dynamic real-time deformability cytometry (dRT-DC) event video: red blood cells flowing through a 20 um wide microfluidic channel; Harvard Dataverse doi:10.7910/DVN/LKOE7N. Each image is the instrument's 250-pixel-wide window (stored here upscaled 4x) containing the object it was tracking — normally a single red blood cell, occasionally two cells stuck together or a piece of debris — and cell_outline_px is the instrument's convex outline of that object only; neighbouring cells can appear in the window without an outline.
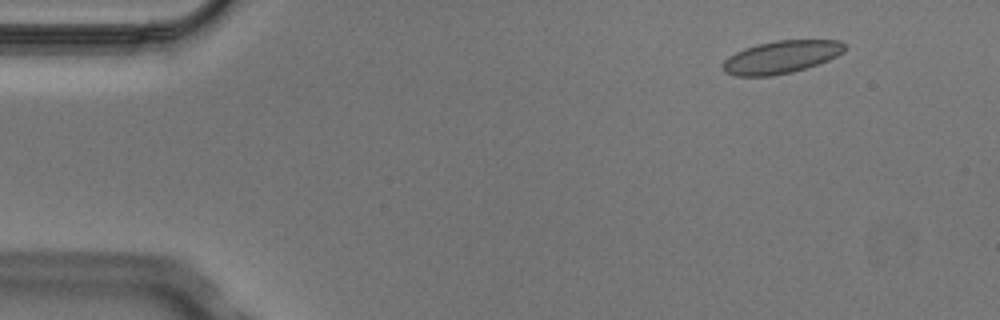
{"species": "Egyptian fruit bat (a non-hibernating species)", "species_latin": "Rousettus aegyptiacus", "temperature_condition": "cold", "stored_images_in_passage": 9, "camera_frame_rate_fps": 3000, "um_per_image_px": 0.085, "animal": {"sex": "male"}, "frame": {"image": 1, "passage_image": 2, "time_ms": 0.333, "image_size_px": [1000, 320], "cell_outline_px": [[844, 52], [828, 60], [792, 72], [772, 76], [736, 76], [724, 72], [720, 68], [720, 64], [728, 56], [744, 48], [776, 40], [840, 40], [844, 44]], "centroid_in_image_um": [66.34, 4.86], "position_along_channel_um": 18.7, "area_um2": 23.18}}
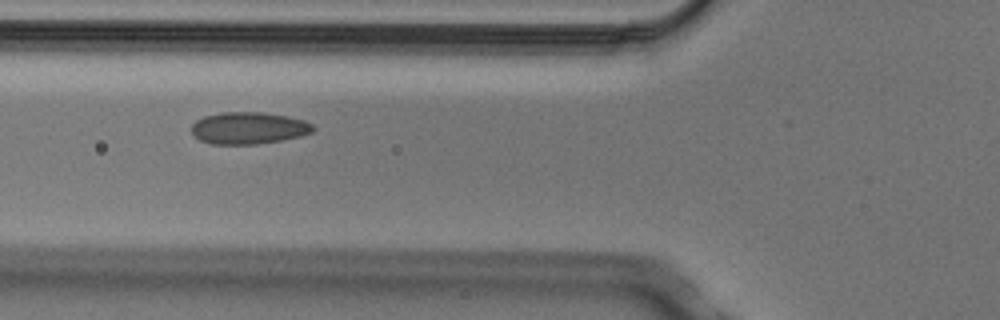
{"frame": {"image": 2, "passage_image": 6, "time_ms": 1.667, "image_size_px": [1000, 320], "cell_outline_px": [[316, 128], [312, 132], [300, 136], [284, 140], [256, 144], [212, 144], [200, 140], [192, 132], [192, 124], [196, 120], [204, 116], [220, 112], [264, 112], [288, 116], [304, 120], [312, 124]], "centroid_in_image_um": [21.15, 10.88], "position_along_channel_um": 104.6, "area_um2": 22.77}}
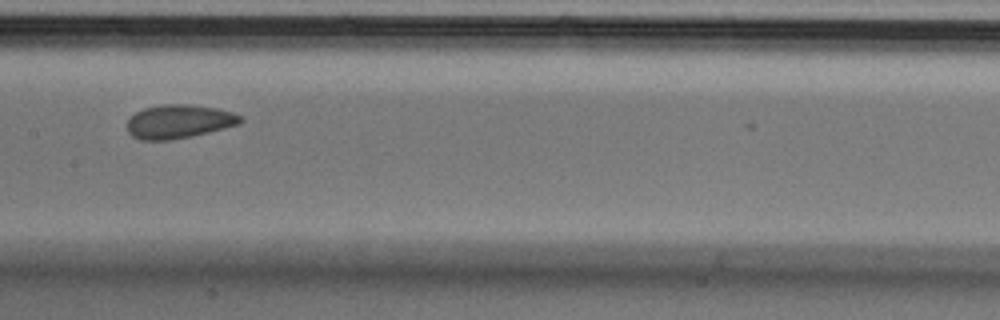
{"frame": {"image": 3, "passage_image": 8, "time_ms": 2.333, "image_size_px": [1000, 320], "cell_outline_px": [[244, 120], [240, 124], [192, 136], [172, 140], [140, 140], [132, 136], [128, 132], [128, 120], [136, 112], [144, 108], [160, 104], [188, 104], [216, 108], [232, 112], [240, 116]], "centroid_in_image_um": [15.2, 10.33], "position_along_channel_um": 192.2, "area_um2": 22.25}}